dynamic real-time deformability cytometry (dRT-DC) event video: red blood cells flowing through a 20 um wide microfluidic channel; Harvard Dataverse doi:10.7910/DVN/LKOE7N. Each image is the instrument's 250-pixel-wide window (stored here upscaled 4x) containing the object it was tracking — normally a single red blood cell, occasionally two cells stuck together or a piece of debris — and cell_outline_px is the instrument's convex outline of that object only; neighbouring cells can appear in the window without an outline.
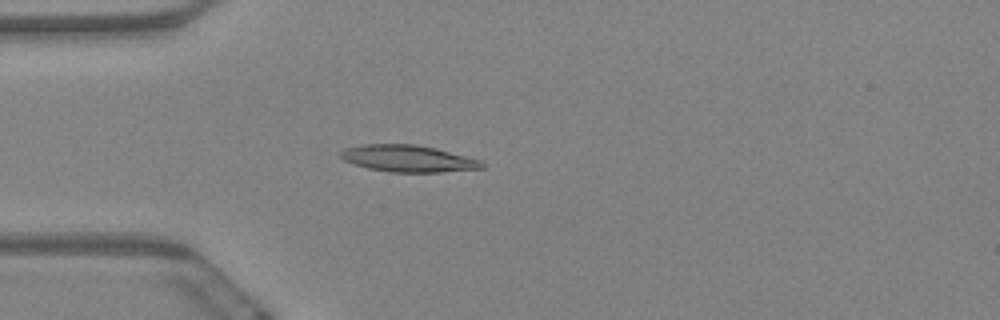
{"species": "Egyptian fruit bat (a non-hibernating species)", "species_latin": "Rousettus aegyptiacus", "temperature_condition": "warm", "stored_images_in_passage": 8, "camera_frame_rate_fps": 3000, "um_per_image_px": 0.085, "animal": {"sex": "female"}, "frame": {"image": 1, "passage_image": 4, "time_ms": 1.0, "image_size_px": [1000, 320], "cell_outline_px": [[484, 168], [440, 172], [388, 172], [368, 168], [344, 160], [340, 156], [340, 152], [344, 148], [364, 144], [412, 144], [436, 148], [480, 160], [484, 164]], "centroid_in_image_um": [34.67, 13.47], "position_along_channel_um": 50.3, "area_um2": 21.91}}
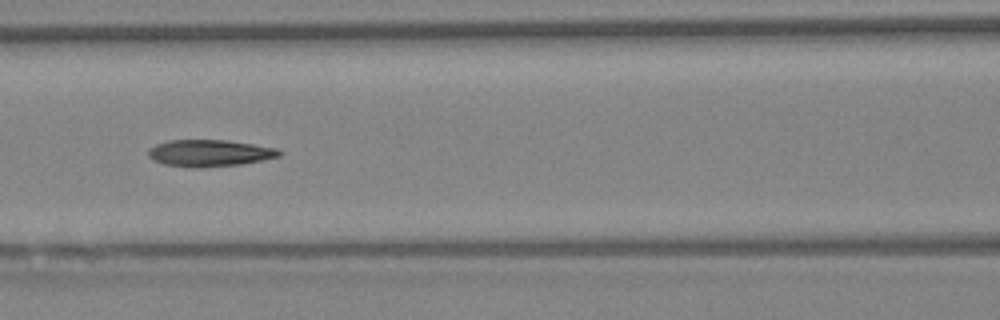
{"frame": {"image": 2, "passage_image": 7, "time_ms": 2.0, "image_size_px": [1000, 320], "cell_outline_px": [[284, 152], [280, 156], [240, 164], [200, 168], [188, 168], [164, 164], [152, 160], [148, 156], [148, 148], [156, 144], [168, 140], [228, 140], [276, 148]], "centroid_in_image_um": [17.77, 13.01], "position_along_channel_um": 148.8, "area_um2": 20.58}}
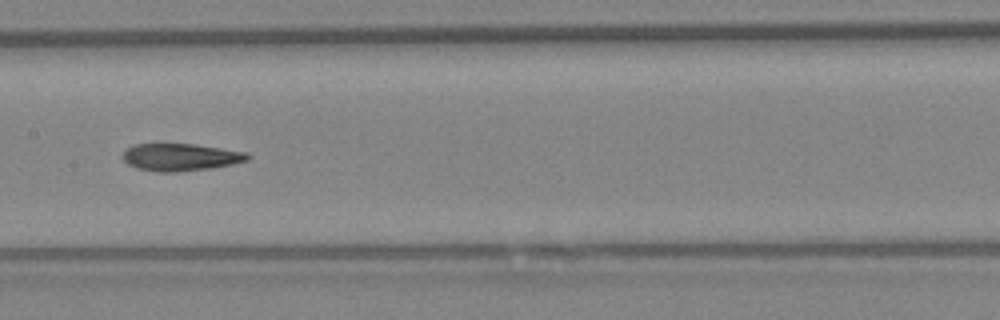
{"frame": {"image": 3, "passage_image": 8, "time_ms": 2.333, "image_size_px": [1000, 320], "cell_outline_px": [[252, 156], [248, 160], [232, 164], [212, 168], [176, 172], [156, 172], [136, 168], [128, 164], [120, 156], [128, 148], [136, 144], [196, 144], [248, 152]], "centroid_in_image_um": [15.37, 13.36], "position_along_channel_um": 192.0, "area_um2": 20.06}}